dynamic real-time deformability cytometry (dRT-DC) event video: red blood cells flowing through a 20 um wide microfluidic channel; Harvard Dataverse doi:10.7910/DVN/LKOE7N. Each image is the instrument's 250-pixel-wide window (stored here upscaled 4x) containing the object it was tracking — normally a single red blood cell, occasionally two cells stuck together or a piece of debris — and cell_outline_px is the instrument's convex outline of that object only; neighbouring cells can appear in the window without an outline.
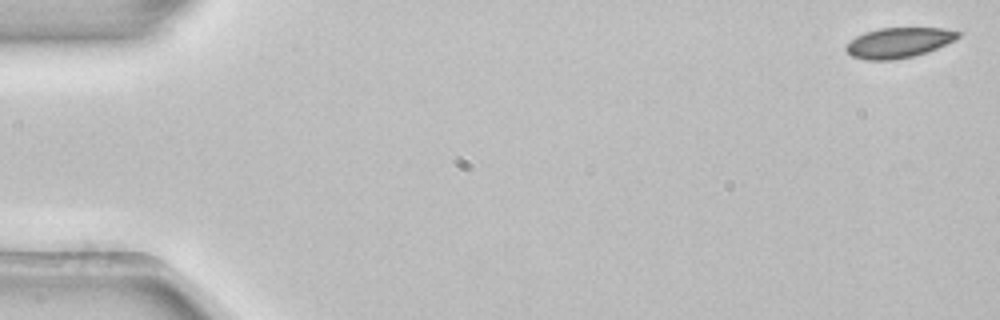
{"species": "common noctule bat (a hibernating species)", "species_latin": "Nyctalus noctula", "temperature_condition": "room temperature", "stored_images_in_passage": 53, "camera_frame_rate_fps": 3000, "um_per_image_px": 0.085, "animal": {"sex": "female", "body_mass_g": 22.7, "forearm_length_mm": 54.2}, "frame": {"image": 1, "passage_image": 1, "time_ms": 0.0, "image_size_px": [1000, 320], "cell_outline_px": [[964, 32], [960, 36], [936, 48], [912, 56], [892, 60], [864, 60], [852, 56], [844, 48], [856, 36], [864, 32], [880, 28], [944, 28]], "centroid_in_image_um": [76.37, 3.61], "position_along_channel_um": 8.6, "area_um2": 19.48}}
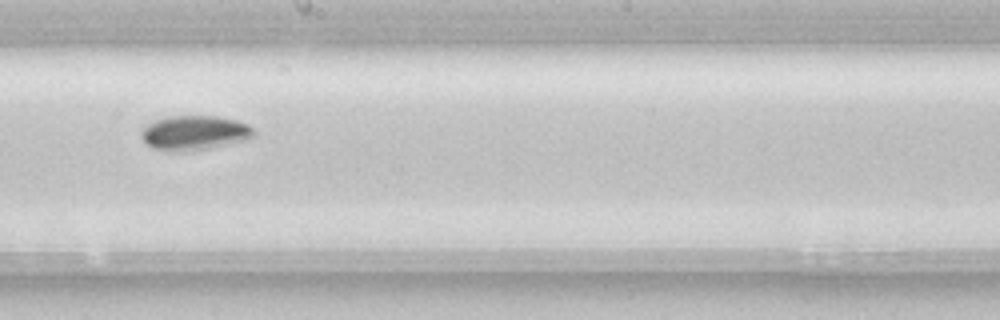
{"frame": {"image": 2, "passage_image": 30, "time_ms": 9.667, "image_size_px": [1000, 320], "cell_outline_px": [[256, 136], [248, 140], [188, 152], [180, 152], [152, 148], [140, 136], [140, 132], [148, 124], [156, 120], [168, 116], [216, 116], [236, 120], [248, 124], [256, 132]], "centroid_in_image_um": [16.57, 11.29], "position_along_channel_um": 231.6, "area_um2": 22.77}}
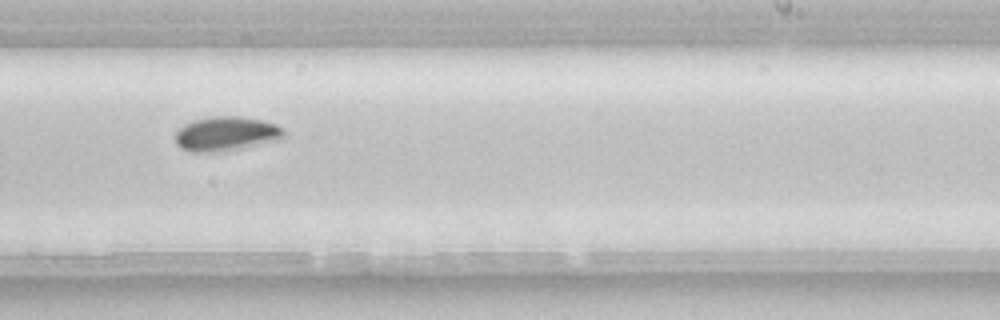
{"frame": {"image": 3, "passage_image": 33, "time_ms": 10.667, "image_size_px": [1000, 320], "cell_outline_px": [[284, 140], [228, 152], [192, 152], [176, 144], [176, 132], [184, 124], [192, 120], [212, 116], [240, 116], [264, 120], [276, 124], [284, 128]], "centroid_in_image_um": [19.31, 11.38], "position_along_channel_um": 269.7, "area_um2": 22.43}}